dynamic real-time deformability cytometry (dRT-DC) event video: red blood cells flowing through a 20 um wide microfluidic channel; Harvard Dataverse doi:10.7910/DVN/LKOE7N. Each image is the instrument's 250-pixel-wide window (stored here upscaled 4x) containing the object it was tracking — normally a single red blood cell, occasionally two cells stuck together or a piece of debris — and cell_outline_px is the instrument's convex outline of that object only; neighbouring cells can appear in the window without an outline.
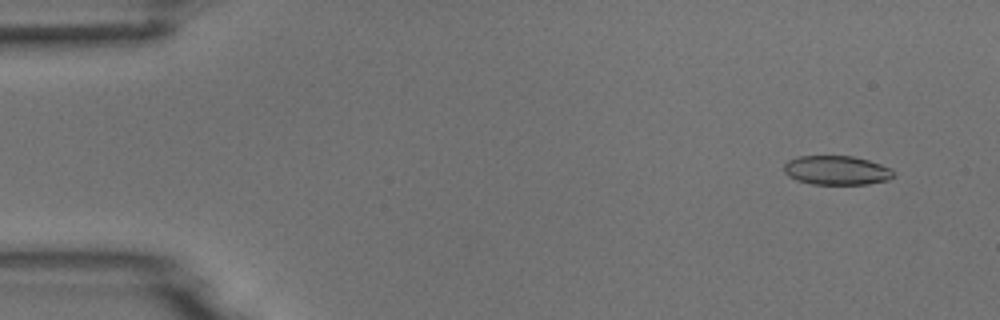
{"species": "common noctule bat (a hibernating species)", "species_latin": "Nyctalus noctula", "temperature_condition": "room temperature", "stored_images_in_passage": 6, "camera_frame_rate_fps": 3000, "um_per_image_px": 0.085, "animal": {"sex": "male", "body_mass_g": 18.8}, "frame": {"image": 1, "passage_image": 2, "time_ms": 1.0, "image_size_px": [1000, 320], "cell_outline_px": [[896, 172], [888, 180], [868, 184], [812, 184], [796, 180], [788, 176], [784, 172], [784, 164], [788, 160], [800, 156], [852, 156], [868, 160], [892, 168]], "centroid_in_image_um": [71.12, 14.48], "position_along_channel_um": 13.9, "area_um2": 18.67}}
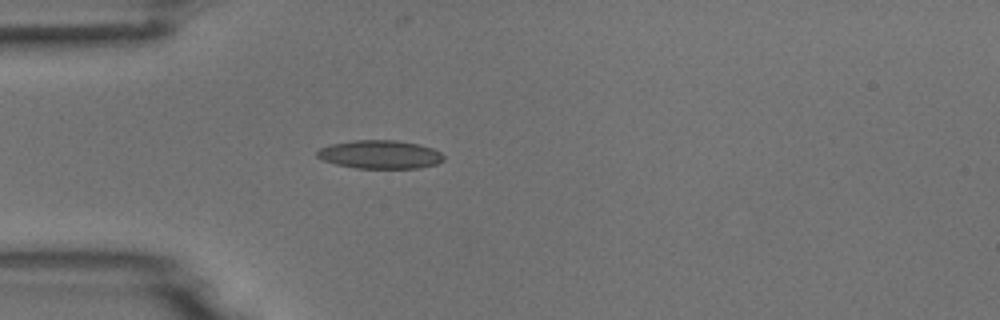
{"frame": {"image": 2, "passage_image": 5, "time_ms": 4.667, "image_size_px": [1000, 320], "cell_outline_px": [[444, 160], [436, 164], [420, 168], [356, 168], [336, 164], [324, 160], [316, 156], [316, 152], [320, 148], [332, 144], [352, 140], [396, 140], [420, 144], [432, 148], [440, 152], [444, 156]], "centroid_in_image_um": [32.32, 13.13], "position_along_channel_um": 52.7, "area_um2": 20.98}}